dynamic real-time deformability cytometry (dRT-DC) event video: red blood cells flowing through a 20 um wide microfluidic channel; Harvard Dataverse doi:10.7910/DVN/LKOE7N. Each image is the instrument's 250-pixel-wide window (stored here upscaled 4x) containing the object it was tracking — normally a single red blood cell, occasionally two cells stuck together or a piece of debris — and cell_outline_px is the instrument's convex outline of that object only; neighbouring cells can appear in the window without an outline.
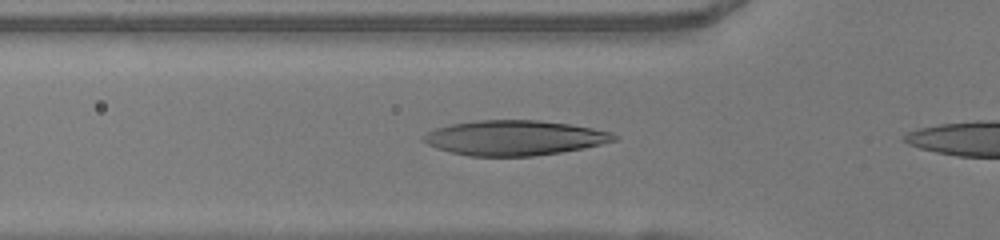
{"species": "human", "species_latin": "Homo sapiens", "temperature_condition": "warm", "stored_images_in_passage": 29, "camera_frame_rate_fps": 3000, "um_per_image_px": 0.085, "donor": {"sex": "female"}, "frame": {"image": 1, "passage_image": 5, "time_ms": 1.333, "image_size_px": [1000, 240], "cell_outline_px": [[620, 140], [584, 148], [560, 152], [532, 156], [468, 156], [436, 148], [420, 140], [420, 136], [436, 128], [448, 124], [480, 120], [540, 120], [572, 124], [612, 132], [620, 136]], "centroid_in_image_um": [43.75, 11.71], "position_along_channel_um": 82.0, "area_um2": 39.19}}
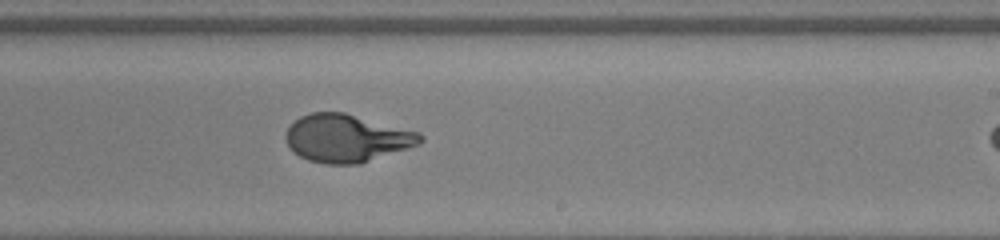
{"frame": {"image": 2, "passage_image": 18, "time_ms": 5.667, "image_size_px": [1000, 240], "cell_outline_px": [[424, 140], [420, 144], [360, 164], [324, 164], [308, 160], [300, 156], [288, 144], [284, 136], [288, 128], [300, 116], [312, 112], [344, 112], [420, 132], [424, 136]], "centroid_in_image_um": [29.5, 11.75], "position_along_channel_um": 259.5, "area_um2": 37.4}}
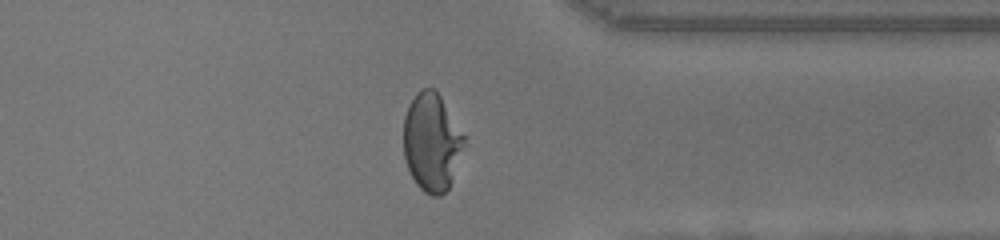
{"frame": {"image": 3, "passage_image": 27, "time_ms": 8.667, "image_size_px": [1000, 240], "cell_outline_px": [[464, 144], [448, 188], [440, 196], [432, 196], [424, 192], [416, 184], [408, 168], [404, 156], [404, 116], [408, 104], [416, 92], [420, 88], [436, 88], [464, 136]], "centroid_in_image_um": [36.66, 12.04], "position_along_channel_um": 374.7, "area_um2": 34.28}}